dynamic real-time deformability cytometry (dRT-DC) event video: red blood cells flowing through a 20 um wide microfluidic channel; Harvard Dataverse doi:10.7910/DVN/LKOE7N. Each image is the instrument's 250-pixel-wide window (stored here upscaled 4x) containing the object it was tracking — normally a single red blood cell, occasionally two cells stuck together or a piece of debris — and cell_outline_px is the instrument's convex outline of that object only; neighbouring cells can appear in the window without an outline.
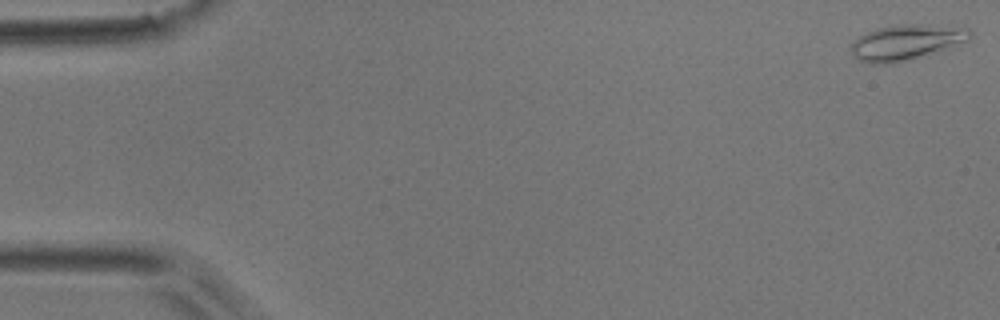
{"species": "common noctule bat (a hibernating species)", "species_latin": "Nyctalus noctula", "temperature_condition": "room temperature", "stored_images_in_passage": 51, "camera_frame_rate_fps": 3000, "um_per_image_px": 0.085, "animal": {"sex": "male", "body_mass_g": 17.9}, "frame": {"image": 1, "passage_image": 1, "time_ms": 0.0, "image_size_px": [1000, 320], "cell_outline_px": [[972, 36], [968, 40], [952, 48], [908, 60], [888, 64], [868, 64], [860, 60], [852, 52], [852, 44], [860, 36], [876, 28], [900, 24], [916, 24], [968, 28], [972, 32]], "centroid_in_image_um": [77.08, 3.6], "position_along_channel_um": 7.9, "area_um2": 24.45}}
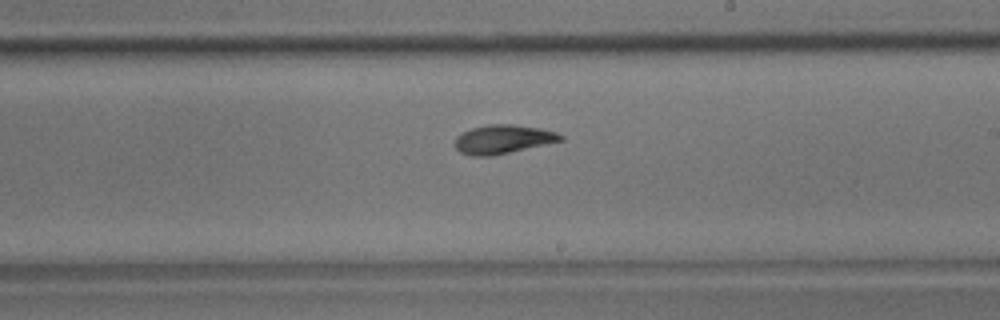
{"frame": {"image": 2, "passage_image": 30, "time_ms": 9.667, "image_size_px": [1000, 320], "cell_outline_px": [[564, 140], [492, 156], [472, 156], [460, 152], [452, 144], [456, 136], [472, 128], [488, 124], [512, 124], [540, 128], [556, 132], [564, 136]], "centroid_in_image_um": [42.73, 11.84], "position_along_channel_um": 246.3, "area_um2": 17.8}}
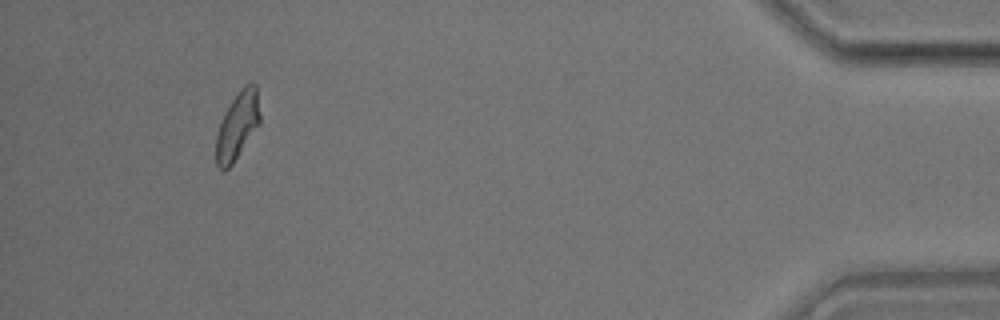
{"frame": {"image": 3, "passage_image": 48, "time_ms": 15.667, "image_size_px": [1000, 320], "cell_outline_px": [[260, 124], [232, 164], [224, 172], [216, 164], [216, 136], [224, 112], [240, 88], [244, 84], [252, 80], [256, 84], [260, 116]], "centroid_in_image_um": [20.19, 10.65], "position_along_channel_um": 415.0, "area_um2": 17.34}, "authors_computed_cell_mechanics": {"area_um2": 17.8602, "velocity_mm_per_s": 3.9032, "shape_relaxation_time_tau1_ms": 6.7953, "shape_relaxation_time_tau2_ms": 2.8846, "deformation_change_tau1": 0.1795, "deformation_change_tau2": 0.0793}}